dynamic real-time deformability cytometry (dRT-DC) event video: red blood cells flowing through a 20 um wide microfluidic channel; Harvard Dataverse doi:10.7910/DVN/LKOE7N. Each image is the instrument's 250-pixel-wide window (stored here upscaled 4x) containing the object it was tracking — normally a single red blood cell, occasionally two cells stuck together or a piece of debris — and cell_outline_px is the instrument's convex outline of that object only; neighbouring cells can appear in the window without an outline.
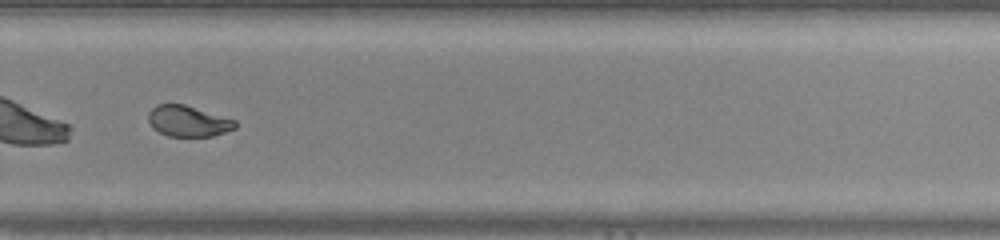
{"species": "common noctule bat (a hibernating species)", "species_latin": "Nyctalus noctula", "temperature_condition": "warm", "stored_images_in_passage": 48, "camera_frame_rate_fps": 3000, "um_per_image_px": 0.085, "animal": {"sex": "male", "body_mass_g": 20.0, "forearm_length_mm": 53.3}, "frame": {"image": 1, "passage_image": 35, "time_ms": 11.333, "image_size_px": [1000, 240], "cell_outline_px": [[236, 128], [212, 136], [168, 136], [152, 128], [148, 120], [148, 112], [156, 104], [184, 104], [236, 120]], "centroid_in_image_um": [15.97, 10.29], "position_along_channel_um": 313.8, "area_um2": 15.61}, "authors_computed_cell_mechanics": {"area_um2": 17.8024, "velocity_mm_per_s": 4.2723, "shape_relaxation_time_tau1_ms": 3.4624, "shape_relaxation_time_tau2_ms": 0.7633, "deformation_change_tau1": 0.1701, "deformation_change_tau2": 0.0641}}